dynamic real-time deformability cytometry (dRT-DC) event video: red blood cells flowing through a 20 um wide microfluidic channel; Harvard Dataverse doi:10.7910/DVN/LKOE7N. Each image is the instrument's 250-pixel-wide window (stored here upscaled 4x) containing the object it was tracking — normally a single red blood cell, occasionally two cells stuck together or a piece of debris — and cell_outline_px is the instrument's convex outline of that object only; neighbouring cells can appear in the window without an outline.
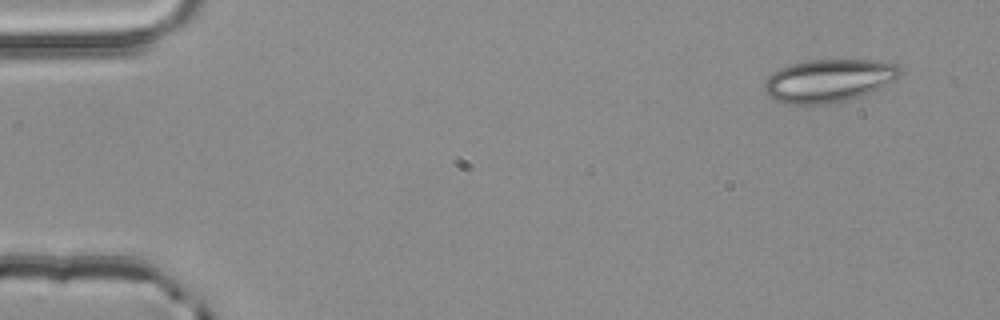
{"species": "common noctule bat (a hibernating species)", "species_latin": "Nyctalus noctula", "temperature_condition": "room temperature", "stored_images_in_passage": 4, "camera_frame_rate_fps": 3000, "um_per_image_px": 0.085, "animal": {"sex": "male", "body_mass_g": 20.4}, "frame": {"image": 1, "passage_image": 1, "time_ms": 0.0, "image_size_px": [1000, 320], "cell_outline_px": [[904, 72], [896, 80], [860, 96], [828, 104], [788, 104], [776, 100], [768, 96], [764, 92], [764, 84], [768, 76], [772, 72], [780, 68], [792, 64], [808, 60], [876, 60], [900, 64]], "centroid_in_image_um": [70.47, 6.84], "position_along_channel_um": 14.5, "area_um2": 34.1}}